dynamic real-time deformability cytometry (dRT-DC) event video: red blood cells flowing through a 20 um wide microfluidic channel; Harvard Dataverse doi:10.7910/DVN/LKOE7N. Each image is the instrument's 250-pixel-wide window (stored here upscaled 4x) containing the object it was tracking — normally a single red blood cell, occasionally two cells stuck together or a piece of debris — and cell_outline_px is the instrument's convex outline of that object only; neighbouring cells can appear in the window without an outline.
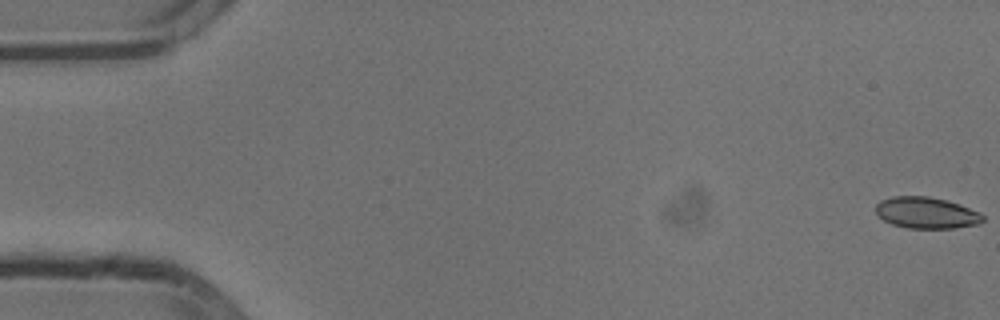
{"species": "common noctule bat (a hibernating species)", "species_latin": "Nyctalus noctula", "temperature_condition": "cold", "stored_images_in_passage": 54, "camera_frame_rate_fps": 3000, "um_per_image_px": 0.085, "animal": {"sex": "male", "body_mass_g": 13.3}, "frame": {"image": 1, "passage_image": 1, "time_ms": 0.0, "image_size_px": [1000, 320], "cell_outline_px": [[984, 220], [980, 224], [952, 228], [908, 228], [892, 224], [884, 220], [876, 212], [876, 204], [880, 200], [892, 196], [928, 196], [960, 204], [980, 212], [984, 216]], "centroid_in_image_um": [78.76, 18.08], "position_along_channel_um": 6.2, "area_um2": 19.59}}
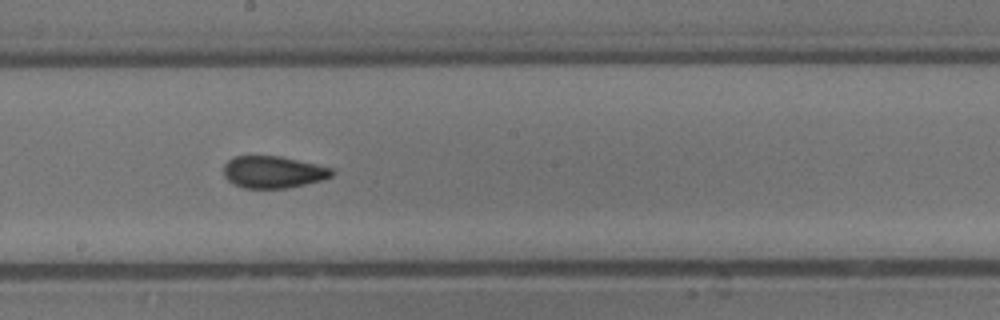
{"frame": {"image": 2, "passage_image": 30, "time_ms": 9.667, "image_size_px": [1000, 320], "cell_outline_px": [[336, 172], [332, 176], [324, 180], [288, 188], [244, 188], [232, 184], [224, 176], [224, 164], [232, 156], [280, 156], [316, 164], [332, 168]], "centroid_in_image_um": [23.23, 14.63], "position_along_channel_um": 225.0, "area_um2": 20.4}}
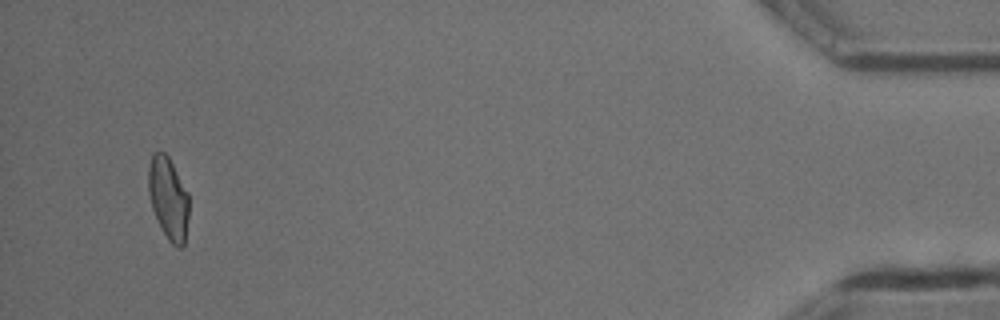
{"frame": {"image": 3, "passage_image": 52, "time_ms": 17.0, "image_size_px": [1000, 320], "cell_outline_px": [[188, 216], [184, 244], [180, 248], [176, 248], [168, 240], [152, 208], [148, 192], [148, 168], [152, 152], [164, 152], [168, 156], [188, 192]], "centroid_in_image_um": [14.3, 16.83], "position_along_channel_um": 420.9, "area_um2": 19.31}, "authors_computed_cell_mechanics": {"area_um2": 20.1722, "velocity_mm_per_s": 3.8078, "shape_relaxation_time_tau1_ms": 8.1601, "shape_relaxation_time_tau2_ms": 2.0481, "deformation_change_tau1": 0.1349, "deformation_change_tau2": 0.0695}}